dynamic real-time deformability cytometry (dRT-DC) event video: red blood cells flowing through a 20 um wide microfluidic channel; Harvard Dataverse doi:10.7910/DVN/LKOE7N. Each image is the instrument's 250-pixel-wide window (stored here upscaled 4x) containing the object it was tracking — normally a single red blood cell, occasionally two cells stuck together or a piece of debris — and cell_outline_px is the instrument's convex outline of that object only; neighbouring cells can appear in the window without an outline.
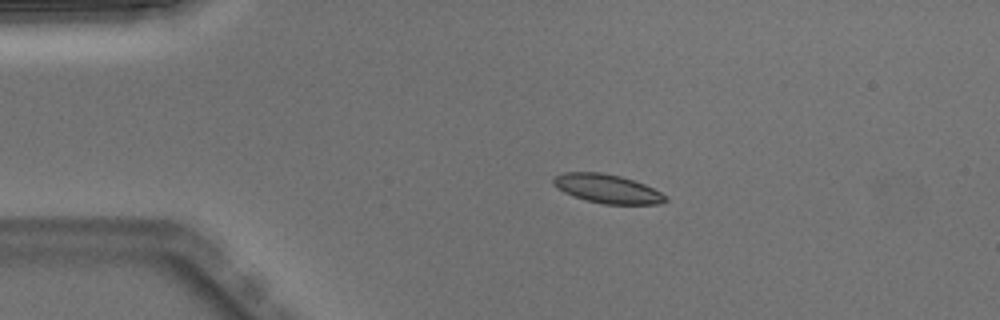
{"species": "Egyptian fruit bat (a non-hibernating species)", "species_latin": "Rousettus aegyptiacus", "temperature_condition": "warm", "stored_images_in_passage": 3, "camera_frame_rate_fps": 3000, "um_per_image_px": 0.085, "animal": {"sex": "male"}, "frame": {"image": 1, "passage_image": 2, "time_ms": 0.333, "image_size_px": [1000, 320], "cell_outline_px": [[668, 200], [660, 204], [604, 204], [588, 200], [564, 192], [552, 184], [552, 180], [556, 176], [564, 172], [600, 172], [620, 176], [644, 184], [668, 196]], "centroid_in_image_um": [51.64, 16.04], "position_along_channel_um": 33.4, "area_um2": 18.61}}